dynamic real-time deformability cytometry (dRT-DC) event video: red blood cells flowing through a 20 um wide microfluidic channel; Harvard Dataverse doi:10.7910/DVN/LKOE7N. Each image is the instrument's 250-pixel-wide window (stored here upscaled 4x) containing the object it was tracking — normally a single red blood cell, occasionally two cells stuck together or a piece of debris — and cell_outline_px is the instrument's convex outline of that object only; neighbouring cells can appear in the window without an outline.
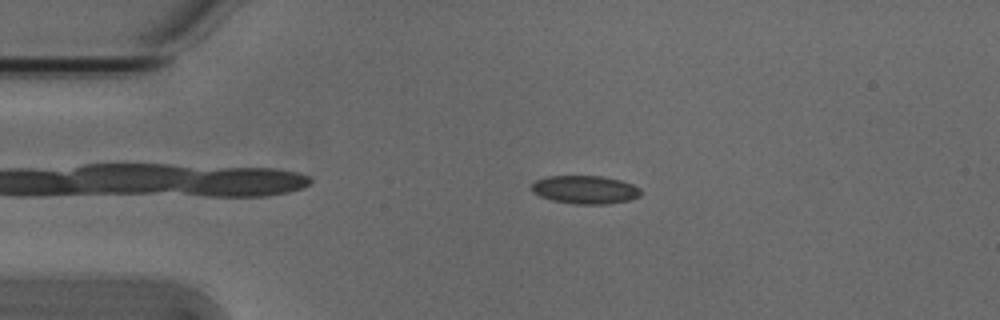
{"species": "Egyptian fruit bat (a non-hibernating species)", "species_latin": "Rousettus aegyptiacus", "temperature_condition": "cold", "stored_images_in_passage": 3, "camera_frame_rate_fps": 3000, "um_per_image_px": 0.085, "animal": {"sex": "male"}, "frame": {"image": 1, "passage_image": 2, "time_ms": 0.333, "image_size_px": [1000, 320], "cell_outline_px": [[640, 196], [628, 200], [608, 204], [576, 204], [552, 200], [540, 196], [532, 192], [532, 184], [536, 180], [548, 176], [604, 176], [620, 180], [632, 184], [640, 188]], "centroid_in_image_um": [49.73, 16.12], "position_along_channel_um": 35.3, "area_um2": 17.92}}